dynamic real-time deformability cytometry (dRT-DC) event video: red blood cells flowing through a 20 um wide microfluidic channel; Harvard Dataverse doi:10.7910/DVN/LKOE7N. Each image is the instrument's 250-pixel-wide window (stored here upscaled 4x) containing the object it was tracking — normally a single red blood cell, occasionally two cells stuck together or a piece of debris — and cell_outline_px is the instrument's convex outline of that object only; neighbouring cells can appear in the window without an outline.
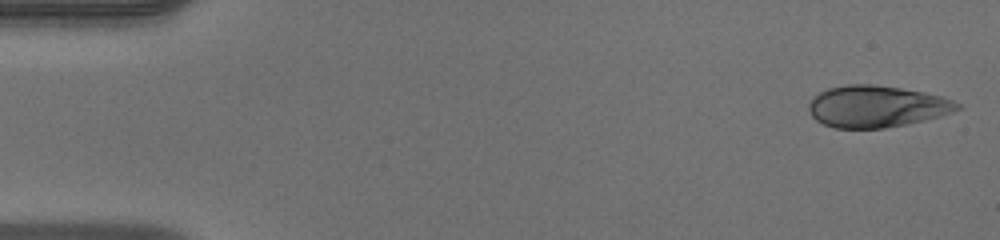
{"species": "human", "species_latin": "Homo sapiens", "temperature_condition": "warm", "stored_images_in_passage": 49, "camera_frame_rate_fps": 3000, "um_per_image_px": 0.085, "donor": {"sex": "male"}, "frame": {"image": 1, "passage_image": 1, "time_ms": 0.0, "image_size_px": [1000, 240], "cell_outline_px": [[964, 108], [940, 116], [908, 124], [884, 128], [836, 128], [824, 124], [816, 120], [812, 116], [808, 108], [808, 104], [812, 96], [828, 88], [848, 84], [872, 84], [900, 88], [924, 92], [940, 96], [952, 100], [960, 104]], "centroid_in_image_um": [74.5, 9.05], "position_along_channel_um": 10.5, "area_um2": 36.18}}
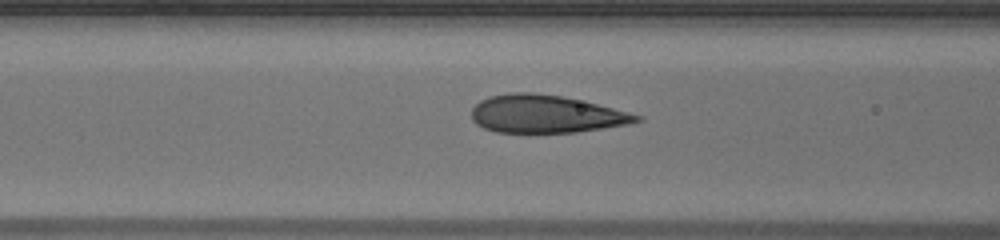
{"frame": {"image": 2, "passage_image": 19, "time_ms": 6.0, "image_size_px": [1000, 240], "cell_outline_px": [[644, 120], [628, 124], [576, 132], [496, 132], [484, 128], [476, 124], [472, 120], [472, 108], [480, 100], [488, 96], [508, 92], [532, 92], [564, 96], [644, 116]], "centroid_in_image_um": [46.37, 9.68], "position_along_channel_um": 120.2, "area_um2": 36.36}}
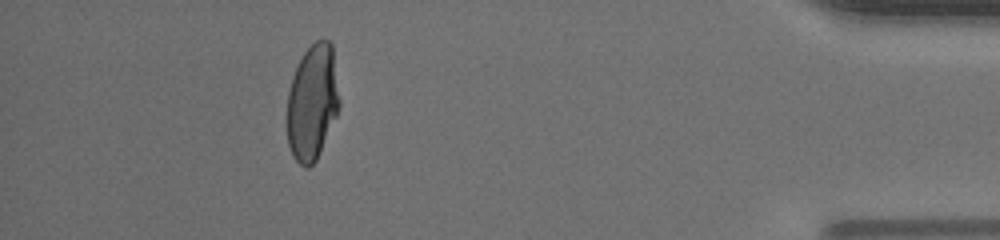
{"frame": {"image": 3, "passage_image": 44, "time_ms": 14.333, "image_size_px": [1000, 240], "cell_outline_px": [[340, 104], [336, 116], [316, 160], [308, 168], [304, 168], [292, 156], [288, 144], [288, 92], [292, 76], [304, 52], [316, 40], [328, 40], [332, 44], [340, 100]], "centroid_in_image_um": [26.56, 8.7], "position_along_channel_um": 408.6, "area_um2": 35.03}, "authors_computed_cell_mechanics": {"area_um2": 36.125, "velocity_mm_per_s": 4.1087, "shape_relaxation_time_tau1_ms": 6.3119, "shape_relaxation_time_tau2_ms": null, "deformation_change_tau1": 0.2729, "deformation_change_tau2": null}}